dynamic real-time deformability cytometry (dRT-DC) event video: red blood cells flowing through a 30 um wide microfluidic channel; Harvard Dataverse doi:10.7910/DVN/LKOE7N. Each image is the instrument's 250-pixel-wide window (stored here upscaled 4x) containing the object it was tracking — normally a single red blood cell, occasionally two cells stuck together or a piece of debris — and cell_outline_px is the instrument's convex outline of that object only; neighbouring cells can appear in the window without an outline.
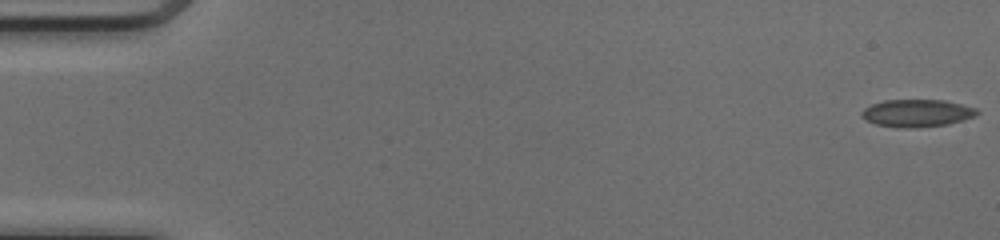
{"species": "common noctule bat (a hibernating species)", "species_latin": "Nyctalus noctula", "temperature_condition": "cold", "stored_images_in_passage": 51, "camera_frame_rate_fps": 3000, "um_per_image_px": 0.085, "animal": {"sex": "female", "body_mass_g": 17.0, "forearm_length_mm": 48.0}, "frame": {"image": 1, "passage_image": 1, "time_ms": 0.0, "image_size_px": [1000, 240], "cell_outline_px": [[980, 112], [964, 120], [948, 124], [916, 128], [900, 128], [876, 124], [864, 120], [860, 116], [860, 112], [864, 108], [872, 104], [884, 100], [944, 100], [976, 108]], "centroid_in_image_um": [77.89, 9.62], "position_along_channel_um": 7.1, "area_um2": 18.55}}
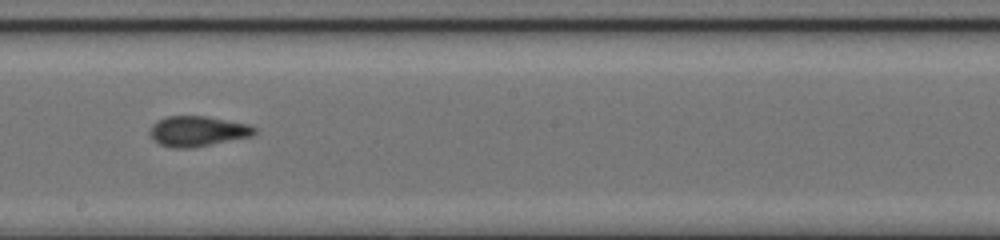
{"frame": {"image": 2, "passage_image": 29, "time_ms": 9.333, "image_size_px": [1000, 240], "cell_outline_px": [[256, 132], [252, 136], [192, 148], [172, 148], [160, 144], [152, 140], [148, 132], [152, 124], [156, 120], [168, 116], [204, 116], [248, 124], [256, 128]], "centroid_in_image_um": [16.74, 11.16], "position_along_channel_um": 231.5, "area_um2": 18.55}}
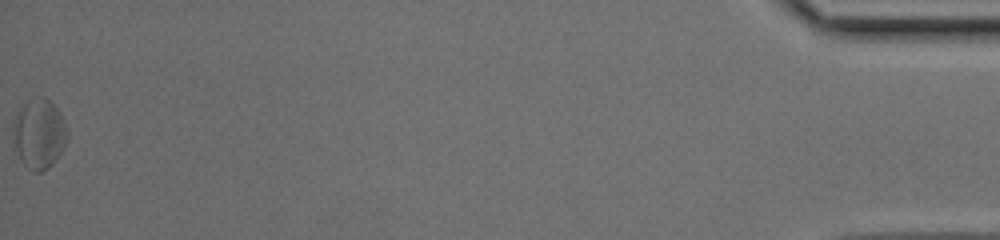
{"frame": {"image": 3, "passage_image": 51, "time_ms": 16.667, "image_size_px": [1000, 240], "cell_outline_px": [[68, 140], [64, 148], [56, 160], [48, 168], [40, 172], [32, 172], [24, 164], [16, 148], [12, 128], [12, 120], [16, 112], [28, 100], [36, 96], [44, 96], [60, 112], [68, 128]], "centroid_in_image_um": [3.34, 11.35], "position_along_channel_um": 431.9, "area_um2": 22.31}, "authors_computed_cell_mechanics": {"area_um2": 18.5538, "velocity_mm_per_s": 4.128, "shape_relaxation_time_tau1_ms": null, "shape_relaxation_time_tau2_ms": 1.6619, "deformation_change_tau1": null, "deformation_change_tau2": 0.075}}